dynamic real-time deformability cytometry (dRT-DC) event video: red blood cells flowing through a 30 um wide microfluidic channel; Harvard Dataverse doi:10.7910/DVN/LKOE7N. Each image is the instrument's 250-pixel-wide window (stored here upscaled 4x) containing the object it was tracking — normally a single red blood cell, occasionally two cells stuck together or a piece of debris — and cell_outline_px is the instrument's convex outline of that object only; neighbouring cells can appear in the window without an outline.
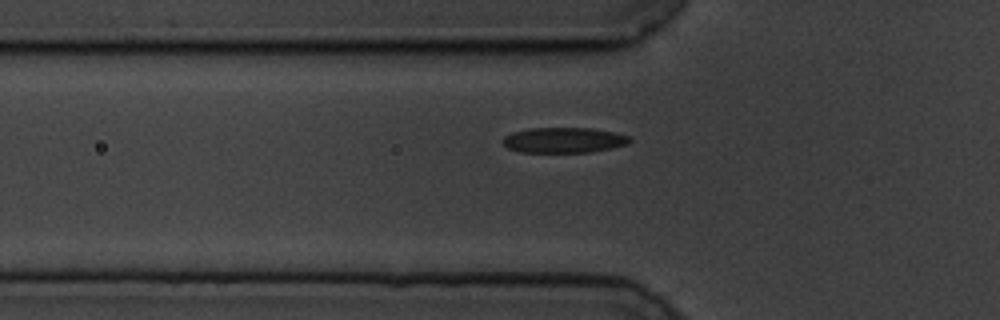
{"species": "common noctule bat (a hibernating species)", "species_latin": "Nyctalus noctula", "temperature_condition": "cold", "stored_images_in_passage": 43, "camera_frame_rate_fps": 3000, "um_per_image_px": 0.085, "animal": {"sex": "male", "body_mass_g": 19.5, "forearm_length_mm": 54.6}, "frame": {"image": 1, "passage_image": 9, "time_ms": 2.667, "image_size_px": [1000, 320], "cell_outline_px": [[632, 140], [628, 144], [612, 148], [592, 152], [520, 152], [508, 148], [500, 140], [504, 136], [512, 132], [528, 128], [592, 128], [616, 132], [632, 136]], "centroid_in_image_um": [47.95, 11.9], "position_along_channel_um": 77.8, "area_um2": 19.07}}
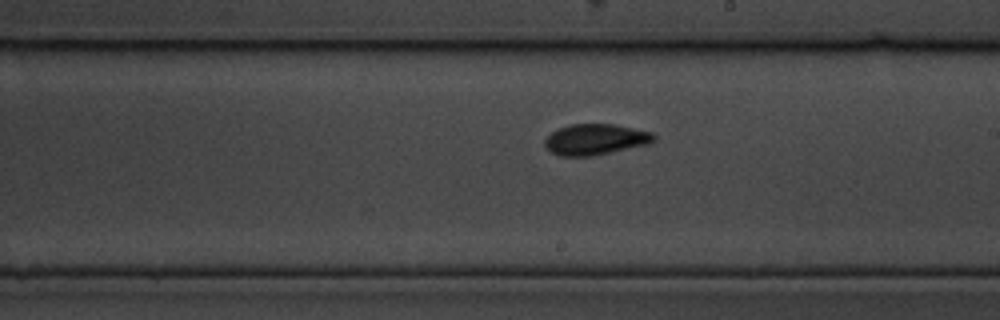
{"frame": {"image": 2, "passage_image": 23, "time_ms": 7.333, "image_size_px": [1000, 320], "cell_outline_px": [[656, 140], [652, 144], [592, 156], [560, 156], [544, 148], [544, 140], [556, 128], [572, 124], [616, 124], [652, 132], [656, 136]], "centroid_in_image_um": [50.64, 11.85], "position_along_channel_um": 238.4, "area_um2": 20.0}}
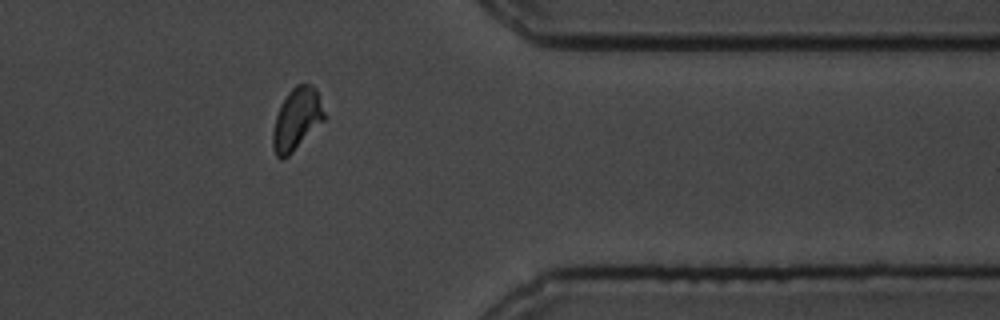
{"frame": {"image": 3, "passage_image": 37, "time_ms": 12.0, "image_size_px": [1000, 320], "cell_outline_px": [[324, 120], [284, 160], [280, 160], [276, 156], [272, 144], [272, 132], [276, 116], [280, 104], [288, 92], [296, 84], [312, 84], [316, 88], [324, 112]], "centroid_in_image_um": [25.19, 10.12], "position_along_channel_um": 386.2, "area_um2": 18.5}}